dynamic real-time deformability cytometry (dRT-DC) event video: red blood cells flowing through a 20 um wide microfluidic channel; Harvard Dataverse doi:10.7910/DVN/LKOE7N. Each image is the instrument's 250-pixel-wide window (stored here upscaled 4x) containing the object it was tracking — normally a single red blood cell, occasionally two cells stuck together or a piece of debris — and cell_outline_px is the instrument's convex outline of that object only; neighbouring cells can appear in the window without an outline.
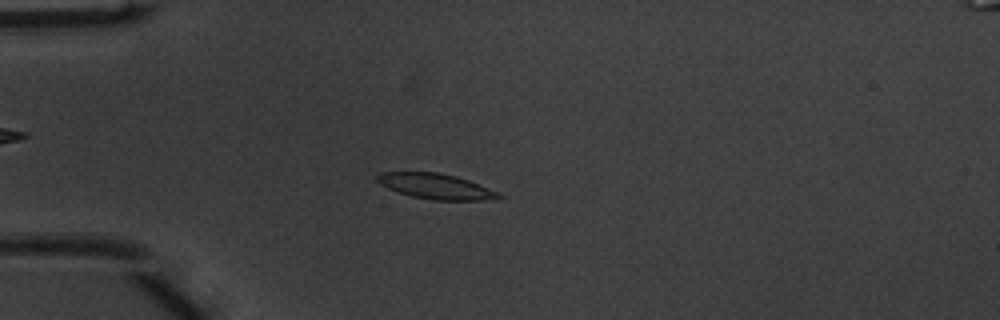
{"species": "common noctule bat (a hibernating species)", "species_latin": "Nyctalus noctula", "temperature_condition": "warm", "stored_images_in_passage": 51, "camera_frame_rate_fps": 3000, "um_per_image_px": 0.085, "animal": {"sex": "male", "body_mass_g": 20.1, "forearm_length_mm": 53.5}, "frame": {"image": 1, "passage_image": 14, "time_ms": 4.333, "image_size_px": [1000, 320], "cell_outline_px": [[504, 196], [484, 200], [432, 200], [412, 196], [396, 192], [380, 184], [376, 180], [376, 176], [380, 172], [436, 172], [456, 176], [468, 180], [496, 192]], "centroid_in_image_um": [36.96, 15.83], "position_along_channel_um": 48.0, "area_um2": 17.74}}
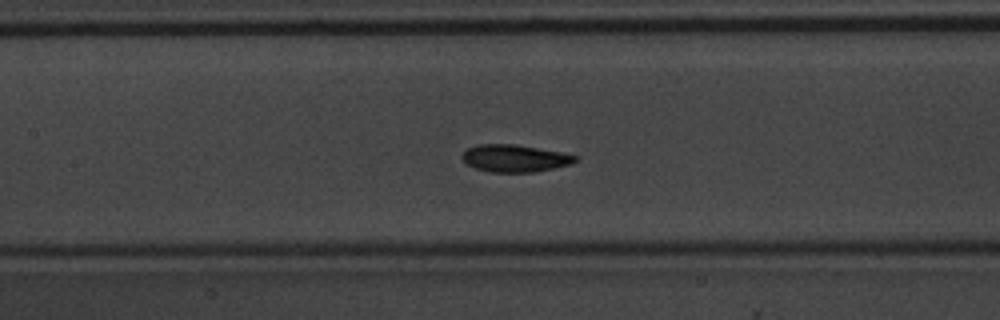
{"frame": {"image": 2, "passage_image": 24, "time_ms": 7.667, "image_size_px": [1000, 320], "cell_outline_px": [[580, 156], [572, 164], [532, 172], [488, 172], [464, 164], [460, 156], [468, 148], [480, 144], [516, 144], [560, 152]], "centroid_in_image_um": [43.72, 13.45], "position_along_channel_um": 163.7, "area_um2": 18.03}}
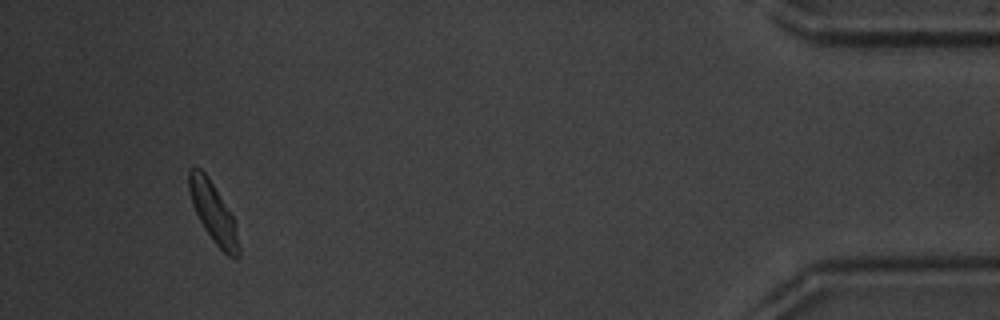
{"frame": {"image": 3, "passage_image": 48, "time_ms": 15.667, "image_size_px": [1000, 320], "cell_outline_px": [[240, 256], [236, 260], [232, 260], [212, 240], [204, 228], [192, 204], [188, 188], [188, 172], [196, 164], [208, 176], [236, 220], [240, 248]], "centroid_in_image_um": [18.17, 18.09], "position_along_channel_um": 417.0, "area_um2": 17.74}, "authors_computed_cell_mechanics": {"area_um2": 17.7446, "velocity_mm_per_s": 3.9855, "shape_relaxation_time_tau1_ms": 8.5977, "shape_relaxation_time_tau2_ms": 2.1571, "deformation_change_tau1": 0.3286, "deformation_change_tau2": 0.067}}